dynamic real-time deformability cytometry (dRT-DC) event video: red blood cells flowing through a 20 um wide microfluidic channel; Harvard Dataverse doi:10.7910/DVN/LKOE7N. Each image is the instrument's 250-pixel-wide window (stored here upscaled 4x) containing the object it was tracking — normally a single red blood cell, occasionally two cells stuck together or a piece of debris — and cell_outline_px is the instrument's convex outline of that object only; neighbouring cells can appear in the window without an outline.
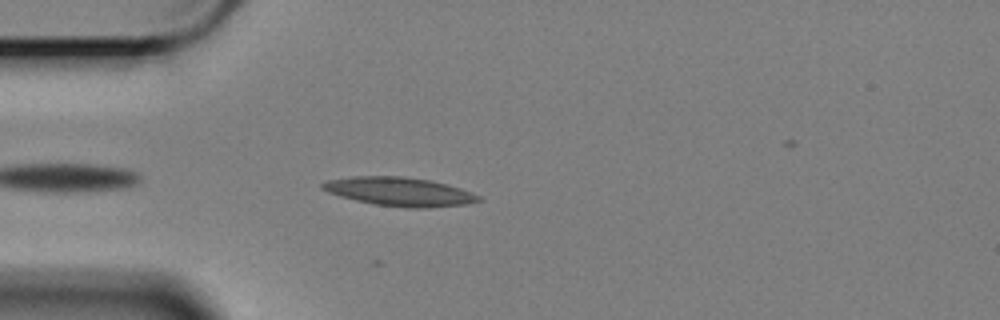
{"species": "Egyptian fruit bat (a non-hibernating species)", "species_latin": "Rousettus aegyptiacus", "temperature_condition": "cold", "stored_images_in_passage": 16, "camera_frame_rate_fps": 3000, "um_per_image_px": 0.085, "animal": {"sex": "female"}, "frame": {"image": 1, "passage_image": 3, "time_ms": 0.667, "image_size_px": [1000, 320], "cell_outline_px": [[484, 200], [468, 204], [428, 208], [408, 208], [376, 204], [356, 200], [340, 196], [328, 192], [320, 188], [320, 184], [328, 180], [352, 176], [404, 176], [432, 180], [448, 184], [460, 188], [480, 196]], "centroid_in_image_um": [33.99, 16.28], "position_along_channel_um": 51.0, "area_um2": 26.3}}
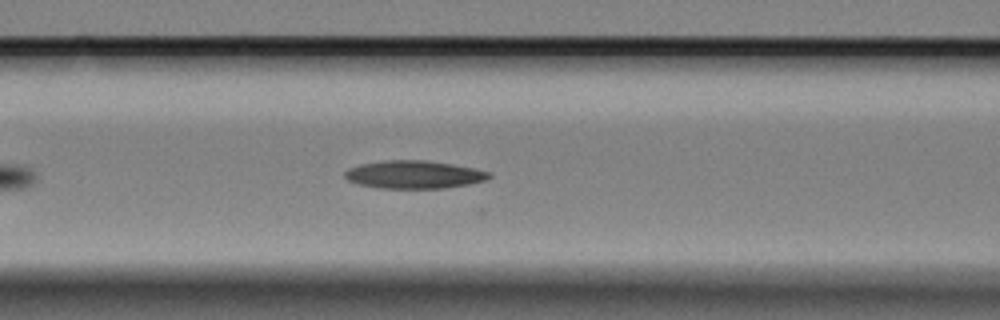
{"frame": {"image": 2, "passage_image": 11, "time_ms": 3.333, "image_size_px": [1000, 320], "cell_outline_px": [[492, 176], [484, 180], [468, 184], [444, 188], [376, 188], [360, 184], [348, 180], [344, 176], [344, 172], [348, 168], [360, 164], [384, 160], [424, 160], [452, 164], [476, 168], [492, 172]], "centroid_in_image_um": [35.19, 14.83], "position_along_channel_um": 131.4, "area_um2": 23.52}}
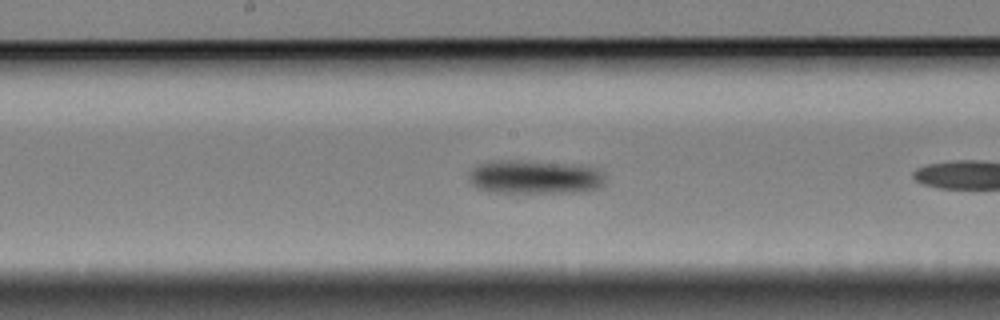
{"frame": {"image": 3, "passage_image": 14, "time_ms": 4.333, "image_size_px": [1000, 320], "cell_outline_px": [[604, 184], [600, 188], [588, 192], [488, 192], [476, 188], [468, 180], [468, 176], [480, 164], [552, 164], [592, 168], [600, 172], [604, 176]], "centroid_in_image_um": [45.51, 15.16], "position_along_channel_um": 202.7, "area_um2": 24.8}}